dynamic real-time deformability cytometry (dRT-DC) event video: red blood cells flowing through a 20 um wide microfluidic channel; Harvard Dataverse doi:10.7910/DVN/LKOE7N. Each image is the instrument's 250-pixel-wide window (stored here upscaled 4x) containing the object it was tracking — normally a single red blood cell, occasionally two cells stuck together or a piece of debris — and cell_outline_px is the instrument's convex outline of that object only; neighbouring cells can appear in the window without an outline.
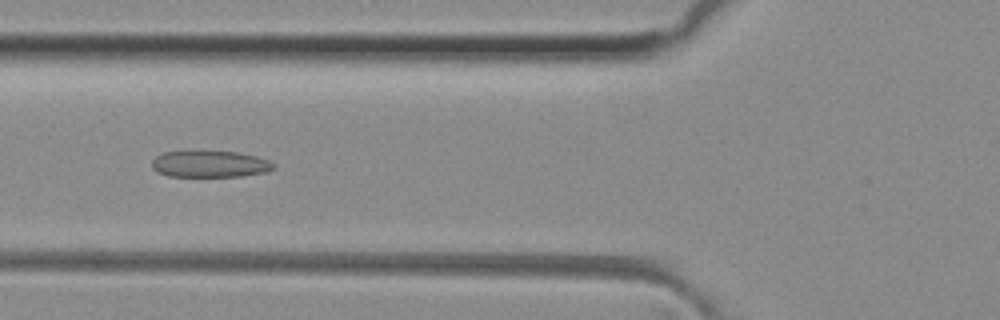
{"species": "common noctule bat (a hibernating species)", "species_latin": "Nyctalus noctula", "temperature_condition": "room temperature", "stored_images_in_passage": 40, "camera_frame_rate_fps": 3000, "um_per_image_px": 0.085, "animal": {"sex": "female", "body_mass_g": 29.2, "forearm_length_mm": 56.3}, "frame": {"image": 1, "passage_image": 9, "time_ms": 2.667, "image_size_px": [1000, 320], "cell_outline_px": [[276, 168], [268, 172], [240, 176], [168, 176], [156, 172], [152, 168], [152, 160], [156, 156], [164, 152], [236, 152], [256, 156], [268, 160], [276, 164]], "centroid_in_image_um": [17.87, 13.96], "position_along_channel_um": 107.9, "area_um2": 18.73}}
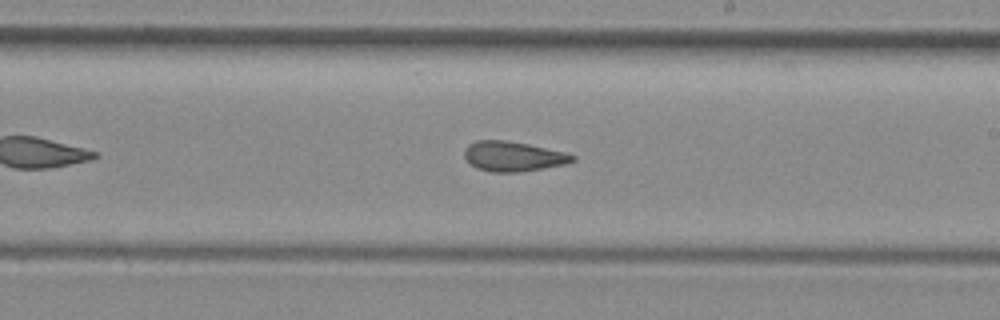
{"frame": {"image": 2, "passage_image": 19, "time_ms": 6.0, "image_size_px": [1000, 320], "cell_outline_px": [[576, 160], [568, 164], [520, 172], [492, 172], [476, 168], [464, 156], [464, 148], [468, 144], [476, 140], [504, 140], [528, 144], [568, 152], [576, 156]], "centroid_in_image_um": [43.66, 13.29], "position_along_channel_um": 245.3, "area_um2": 19.07}}
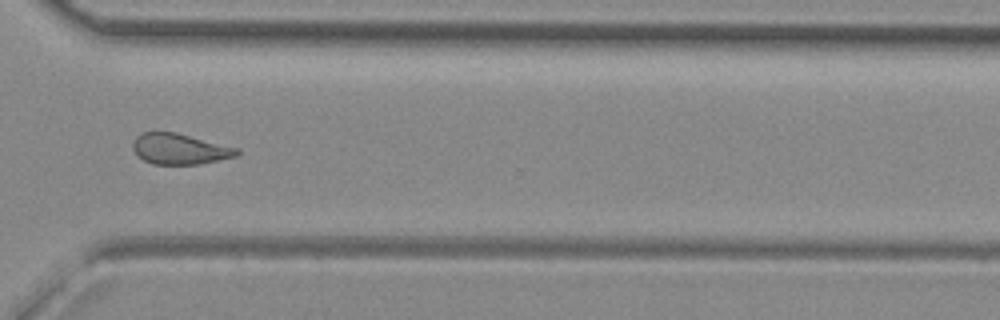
{"frame": {"image": 3, "passage_image": 27, "time_ms": 8.667, "image_size_px": [1000, 320], "cell_outline_px": [[240, 152], [236, 156], [200, 164], [152, 164], [136, 156], [132, 148], [132, 144], [136, 136], [140, 132], [176, 132], [240, 148]], "centroid_in_image_um": [15.26, 12.65], "position_along_channel_um": 355.3, "area_um2": 18.84}, "authors_computed_cell_mechanics": {"area_um2": 19.3341, "velocity_mm_per_s": 4.123, "shape_relaxation_time_tau1_ms": null, "shape_relaxation_time_tau2_ms": 2.2463, "deformation_change_tau1": null, "deformation_change_tau2": 0.0967}}